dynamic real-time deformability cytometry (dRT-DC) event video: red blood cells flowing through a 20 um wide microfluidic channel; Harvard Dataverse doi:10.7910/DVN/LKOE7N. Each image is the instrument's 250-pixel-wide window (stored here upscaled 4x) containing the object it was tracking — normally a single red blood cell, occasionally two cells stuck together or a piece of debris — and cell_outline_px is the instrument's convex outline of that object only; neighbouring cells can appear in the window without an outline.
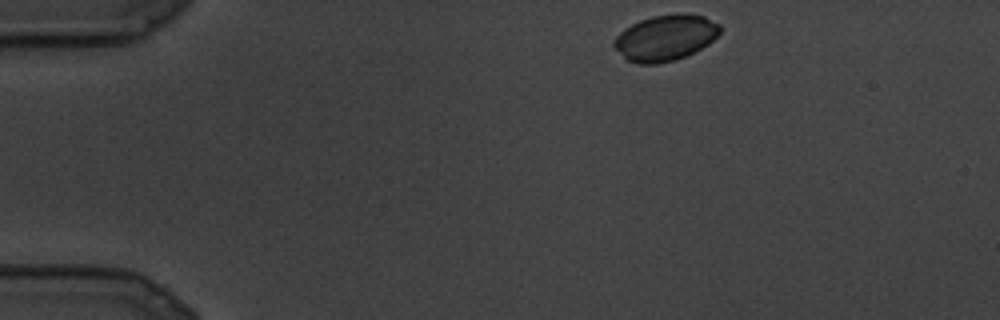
{"species": "common noctule bat (a hibernating species)", "species_latin": "Nyctalus noctula", "temperature_condition": "cold", "stored_images_in_passage": 6, "camera_frame_rate_fps": 3000, "um_per_image_px": 0.085, "animal": {"sex": "male", "body_mass_g": 19.5, "forearm_length_mm": 54.6}, "frame": {"image": 1, "passage_image": 1, "time_ms": 0.0, "image_size_px": [1000, 320], "cell_outline_px": [[720, 32], [708, 44], [684, 56], [672, 60], [656, 64], [636, 64], [628, 60], [612, 44], [612, 40], [624, 28], [640, 20], [652, 16], [676, 12], [684, 12], [704, 16], [720, 24]], "centroid_in_image_um": [56.54, 3.18], "position_along_channel_um": 28.5, "area_um2": 28.26}}